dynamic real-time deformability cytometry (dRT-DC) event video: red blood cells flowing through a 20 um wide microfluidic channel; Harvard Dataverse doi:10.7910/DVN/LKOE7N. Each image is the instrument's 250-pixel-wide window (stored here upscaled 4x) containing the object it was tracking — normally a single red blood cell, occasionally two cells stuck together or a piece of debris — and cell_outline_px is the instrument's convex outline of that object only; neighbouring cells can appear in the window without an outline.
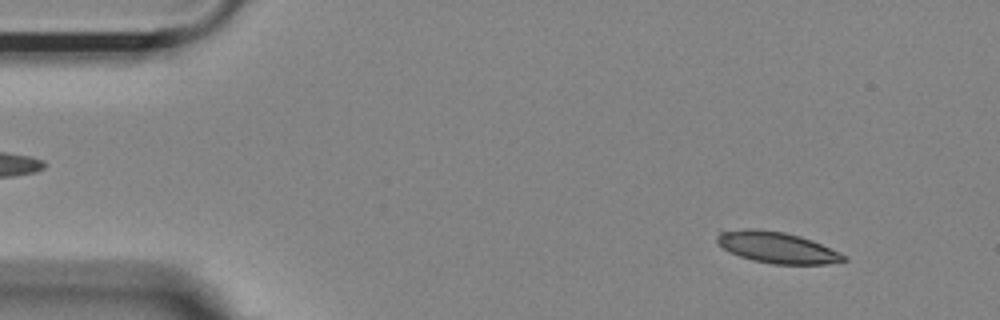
{"species": "Egyptian fruit bat (a non-hibernating species)", "species_latin": "Rousettus aegyptiacus", "temperature_condition": "room temperature", "stored_images_in_passage": 47, "camera_frame_rate_fps": 3000, "um_per_image_px": 0.085, "animal": {"sex": "female"}, "frame": {"image": 1, "passage_image": 5, "time_ms": 1.333, "image_size_px": [1000, 320], "cell_outline_px": [[848, 260], [824, 264], [772, 264], [752, 260], [740, 256], [724, 248], [716, 240], [716, 236], [720, 232], [748, 228], [756, 228], [784, 232], [800, 236], [812, 240], [840, 252], [848, 256]], "centroid_in_image_um": [66.08, 21.03], "position_along_channel_um": 18.9, "area_um2": 22.95}}
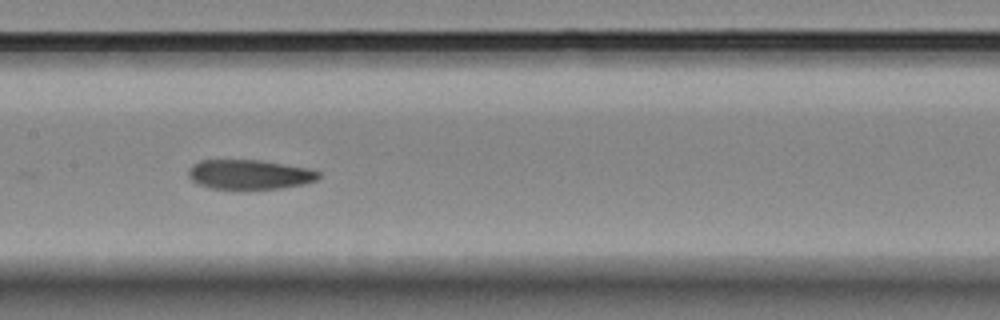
{"frame": {"image": 2, "passage_image": 26, "time_ms": 8.333, "image_size_px": [1000, 320], "cell_outline_px": [[320, 176], [316, 180], [304, 184], [280, 188], [208, 188], [196, 184], [188, 176], [188, 168], [192, 164], [200, 160], [260, 160], [312, 168], [320, 172]], "centroid_in_image_um": [21.2, 14.81], "position_along_channel_um": 186.2, "area_um2": 22.54}}
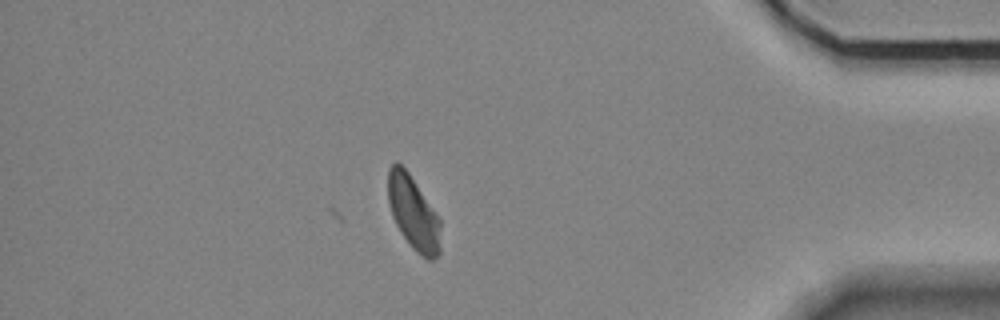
{"frame": {"image": 3, "passage_image": 47, "time_ms": 15.333, "image_size_px": [1000, 320], "cell_outline_px": [[440, 252], [432, 260], [428, 260], [416, 252], [412, 248], [400, 232], [392, 216], [388, 200], [388, 168], [396, 160], [408, 172], [440, 220]], "centroid_in_image_um": [35.11, 18.11], "position_along_channel_um": 400.1, "area_um2": 22.31}, "authors_computed_cell_mechanics": {"area_um2": 23.3512, "velocity_mm_per_s": 3.5991, "shape_relaxation_time_tau1_ms": null, "shape_relaxation_time_tau2_ms": 7.0134, "deformation_change_tau1": null, "deformation_change_tau2": 0.1268}}